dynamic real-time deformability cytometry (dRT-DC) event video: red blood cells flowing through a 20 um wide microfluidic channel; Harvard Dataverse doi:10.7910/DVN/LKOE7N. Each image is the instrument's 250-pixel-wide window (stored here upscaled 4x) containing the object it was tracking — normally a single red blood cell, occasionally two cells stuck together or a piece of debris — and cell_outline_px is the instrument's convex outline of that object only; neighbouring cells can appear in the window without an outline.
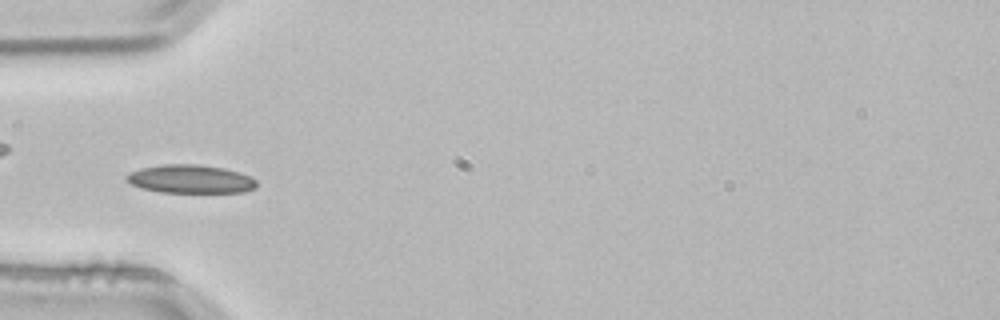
{"species": "common noctule bat (a hibernating species)", "species_latin": "Nyctalus noctula", "temperature_condition": "room temperature", "stored_images_in_passage": 3, "camera_frame_rate_fps": 3000, "um_per_image_px": 0.085, "animal": {"sex": "male", "body_mass_g": 21.5, "forearm_length_mm": 52.0}, "frame": {"image": 1, "passage_image": 3, "time_ms": 0.667, "image_size_px": [1000, 320], "cell_outline_px": [[256, 188], [244, 192], [160, 192], [140, 188], [132, 184], [124, 176], [132, 172], [144, 168], [164, 164], [196, 164], [224, 168], [248, 176], [256, 180]], "centroid_in_image_um": [16.2, 15.22], "position_along_channel_um": 68.8, "area_um2": 21.21}}